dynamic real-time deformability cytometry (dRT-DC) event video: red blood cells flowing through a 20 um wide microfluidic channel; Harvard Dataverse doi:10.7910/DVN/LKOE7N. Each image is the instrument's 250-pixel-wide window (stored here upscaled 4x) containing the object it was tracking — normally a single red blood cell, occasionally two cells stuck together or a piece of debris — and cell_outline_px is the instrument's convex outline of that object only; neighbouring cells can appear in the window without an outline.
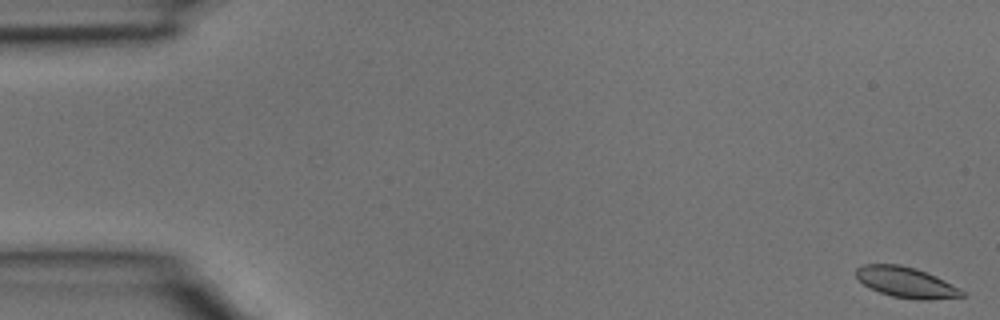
{"species": "common noctule bat (a hibernating species)", "species_latin": "Nyctalus noctula", "temperature_condition": "room temperature", "stored_images_in_passage": 4, "camera_frame_rate_fps": 3000, "um_per_image_px": 0.085, "animal": {"sex": "male", "body_mass_g": 15.6}, "frame": {"image": 1, "passage_image": 1, "time_ms": 0.0, "image_size_px": [1000, 320], "cell_outline_px": [[968, 296], [928, 300], [916, 300], [892, 296], [880, 292], [864, 284], [856, 276], [856, 268], [864, 264], [900, 264], [916, 268], [936, 276], [960, 288]], "centroid_in_image_um": [77.06, 24.0], "position_along_channel_um": 7.9, "area_um2": 18.9}}
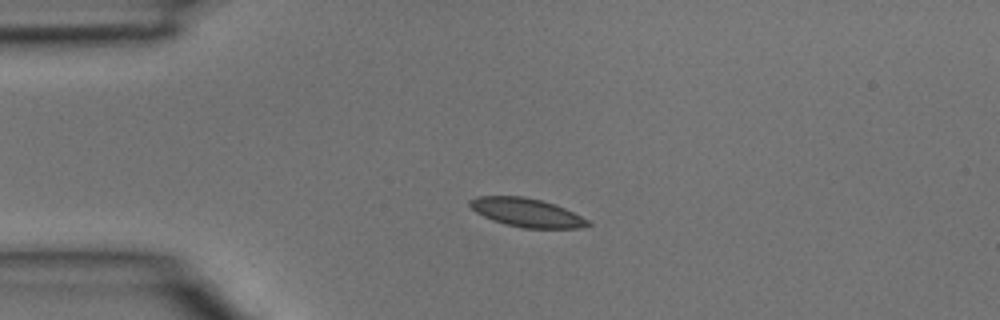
{"frame": {"image": 2, "passage_image": 3, "time_ms": 0.667, "image_size_px": [1000, 320], "cell_outline_px": [[592, 224], [580, 228], [524, 228], [504, 224], [492, 220], [476, 212], [468, 204], [468, 200], [476, 196], [524, 196], [540, 200], [564, 208], [588, 220]], "centroid_in_image_um": [44.72, 18.07], "position_along_channel_um": 40.3, "area_um2": 19.54}}
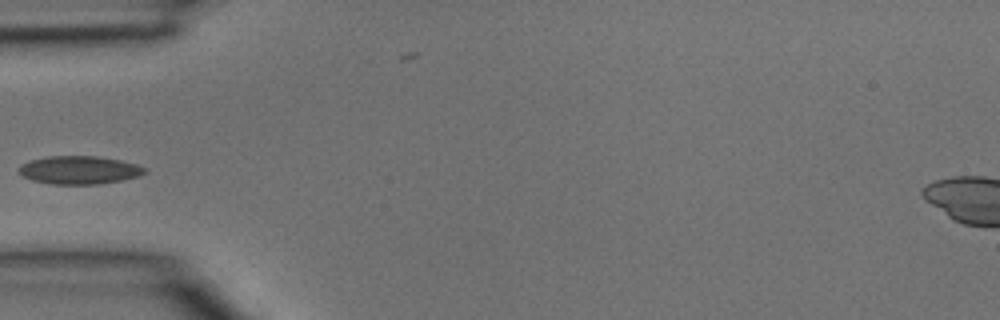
{"frame": {"image": 3, "passage_image": 4, "time_ms": 1.0, "image_size_px": [1000, 320], "cell_outline_px": [[148, 172], [140, 176], [120, 180], [96, 184], [52, 184], [32, 180], [16, 172], [16, 168], [20, 164], [28, 160], [48, 156], [96, 156], [120, 160], [136, 164], [148, 168]], "centroid_in_image_um": [6.71, 14.44], "position_along_channel_um": 78.3, "area_um2": 20.87}}